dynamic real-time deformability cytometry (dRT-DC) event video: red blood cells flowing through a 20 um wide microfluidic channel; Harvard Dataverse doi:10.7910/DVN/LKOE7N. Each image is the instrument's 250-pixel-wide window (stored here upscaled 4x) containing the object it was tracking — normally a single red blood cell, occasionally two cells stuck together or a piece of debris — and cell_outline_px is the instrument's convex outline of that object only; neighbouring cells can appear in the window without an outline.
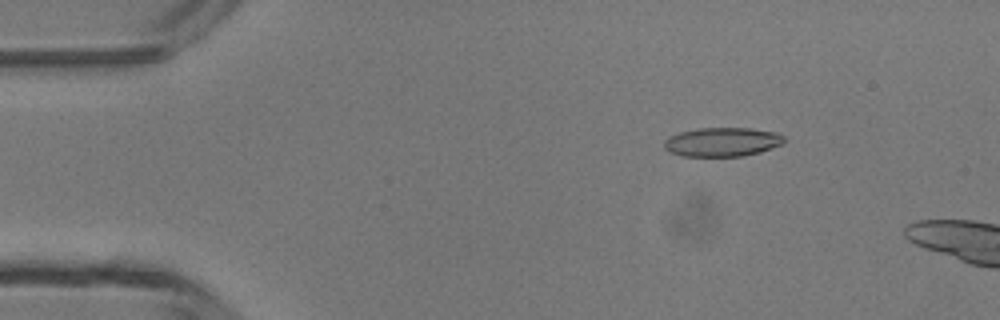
{"species": "common noctule bat (a hibernating species)", "species_latin": "Nyctalus noctula", "temperature_condition": "room temperature", "stored_images_in_passage": 12, "camera_frame_rate_fps": 3000, "um_per_image_px": 0.085, "animal": {"sex": "male", "body_mass_g": 13.3}, "frame": {"image": 1, "passage_image": 7, "time_ms": 2.0, "image_size_px": [1000, 320], "cell_outline_px": [[784, 144], [760, 152], [744, 156], [680, 156], [664, 148], [664, 140], [668, 136], [680, 132], [700, 128], [748, 128], [776, 132], [784, 136]], "centroid_in_image_um": [61.4, 12.07], "position_along_channel_um": 23.6, "area_um2": 20.35}}